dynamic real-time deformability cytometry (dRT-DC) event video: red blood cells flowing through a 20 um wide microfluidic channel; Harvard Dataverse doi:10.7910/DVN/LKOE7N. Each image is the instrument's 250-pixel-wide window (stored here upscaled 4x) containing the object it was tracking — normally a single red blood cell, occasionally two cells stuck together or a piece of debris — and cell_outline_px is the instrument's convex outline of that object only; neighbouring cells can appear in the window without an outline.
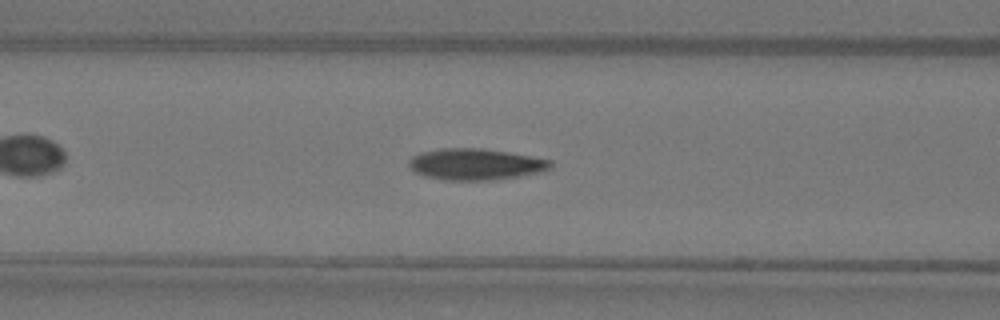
{"species": "Egyptian fruit bat (a non-hibernating species)", "species_latin": "Rousettus aegyptiacus", "temperature_condition": "warm", "stored_images_in_passage": 5, "camera_frame_rate_fps": 3000, "um_per_image_px": 0.085, "animal": {"sex": "female"}, "frame": {"image": 1, "passage_image": 5, "time_ms": 1.333, "image_size_px": [1000, 320], "cell_outline_px": [[552, 168], [520, 176], [492, 180], [444, 180], [424, 176], [416, 172], [408, 164], [408, 160], [412, 156], [420, 152], [444, 148], [480, 148], [508, 152], [552, 160]], "centroid_in_image_um": [40.4, 13.96], "position_along_channel_um": 126.2, "area_um2": 25.78}}